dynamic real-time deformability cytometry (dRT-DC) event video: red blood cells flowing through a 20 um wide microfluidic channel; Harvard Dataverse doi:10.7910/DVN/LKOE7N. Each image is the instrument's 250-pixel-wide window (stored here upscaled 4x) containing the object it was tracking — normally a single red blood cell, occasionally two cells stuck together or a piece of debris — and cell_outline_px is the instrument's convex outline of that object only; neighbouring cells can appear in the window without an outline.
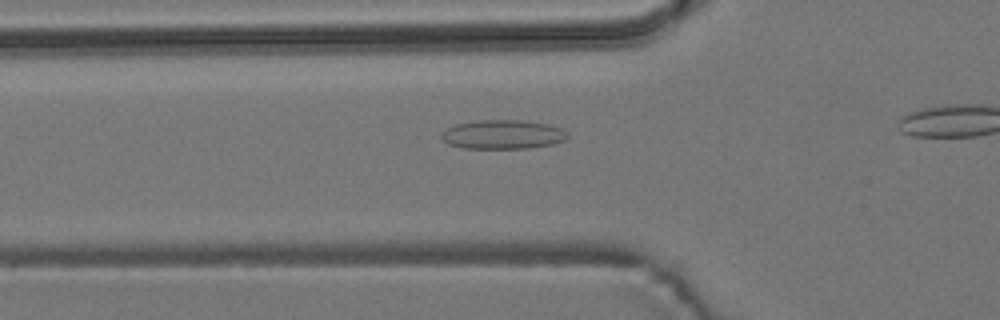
{"species": "common noctule bat (a hibernating species)", "species_latin": "Nyctalus noctula", "temperature_condition": "room temperature", "stored_images_in_passage": 23, "camera_frame_rate_fps": 3000, "um_per_image_px": 0.085, "animal": {"sex": "male", "body_mass_g": 19.2, "forearm_length_mm": 51.8}, "frame": {"image": 1, "passage_image": 8, "time_ms": 2.333, "image_size_px": [1000, 320], "cell_outline_px": [[568, 140], [552, 144], [528, 148], [464, 148], [448, 144], [440, 136], [444, 128], [456, 124], [476, 120], [520, 120], [548, 124], [560, 128], [568, 136]], "centroid_in_image_um": [42.71, 11.43], "position_along_channel_um": 83.1, "area_um2": 21.39}}
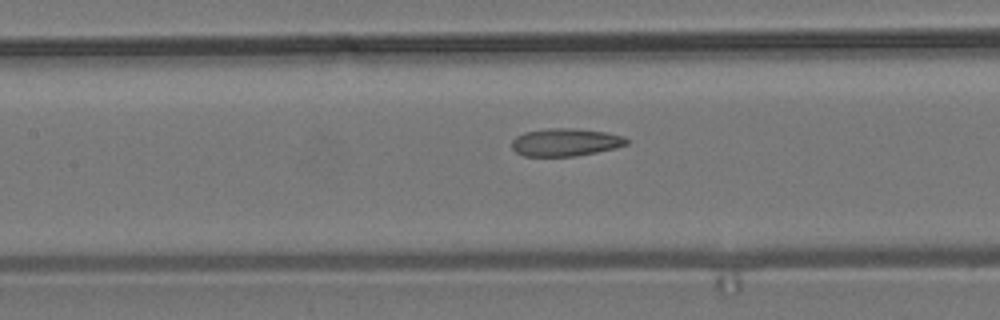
{"frame": {"image": 2, "passage_image": 14, "time_ms": 4.333, "image_size_px": [1000, 320], "cell_outline_px": [[628, 144], [616, 148], [576, 156], [524, 156], [516, 152], [512, 148], [512, 140], [516, 136], [524, 132], [548, 128], [572, 128], [604, 132], [624, 136], [628, 140]], "centroid_in_image_um": [48.05, 12.09], "position_along_channel_um": 159.3, "area_um2": 18.55}}
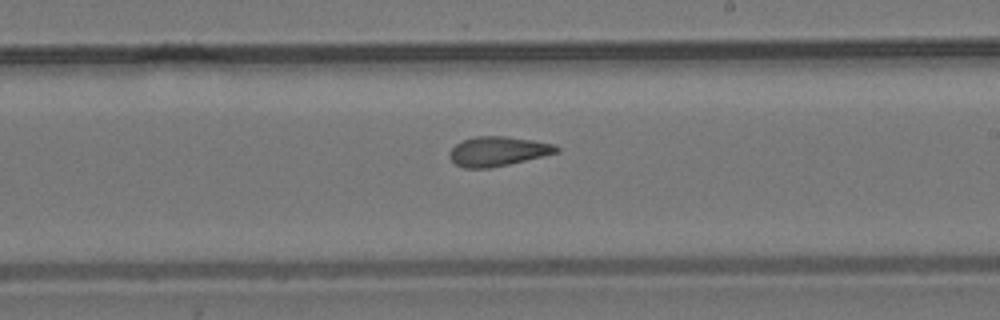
{"frame": {"image": 3, "passage_image": 21, "time_ms": 6.667, "image_size_px": [1000, 320], "cell_outline_px": [[560, 152], [508, 164], [488, 168], [464, 168], [456, 164], [448, 156], [448, 152], [456, 144], [464, 140], [476, 136], [504, 136], [532, 140], [556, 144], [560, 148]], "centroid_in_image_um": [42.33, 12.85], "position_along_channel_um": 246.7, "area_um2": 18.32}}